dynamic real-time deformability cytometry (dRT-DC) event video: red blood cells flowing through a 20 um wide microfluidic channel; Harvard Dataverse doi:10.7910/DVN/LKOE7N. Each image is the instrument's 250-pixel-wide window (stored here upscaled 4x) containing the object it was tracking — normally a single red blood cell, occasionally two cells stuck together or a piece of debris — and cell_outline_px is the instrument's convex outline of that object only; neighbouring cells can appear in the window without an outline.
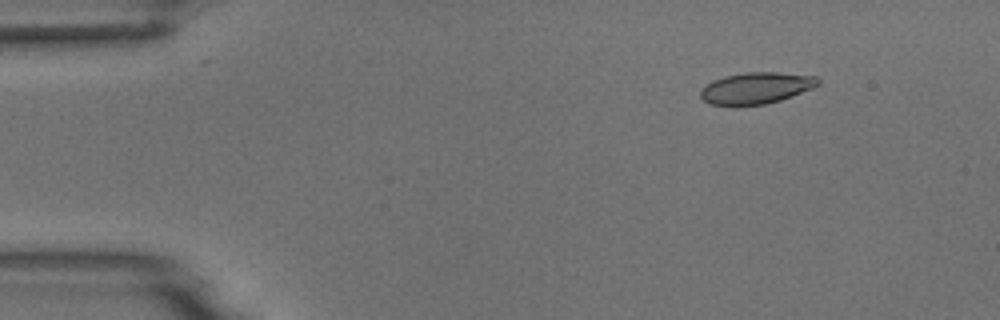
{"species": "common noctule bat (a hibernating species)", "species_latin": "Nyctalus noctula", "temperature_condition": "room temperature", "stored_images_in_passage": 10, "camera_frame_rate_fps": 3000, "um_per_image_px": 0.085, "animal": {"sex": "male", "body_mass_g": 18.8}, "frame": {"image": 1, "passage_image": 2, "time_ms": 1.0, "image_size_px": [1000, 320], "cell_outline_px": [[820, 84], [812, 88], [792, 96], [780, 100], [764, 104], [708, 104], [700, 96], [700, 88], [712, 80], [724, 76], [744, 72], [780, 72], [816, 76], [820, 80]], "centroid_in_image_um": [64.27, 7.45], "position_along_channel_um": 20.7, "area_um2": 21.44}}
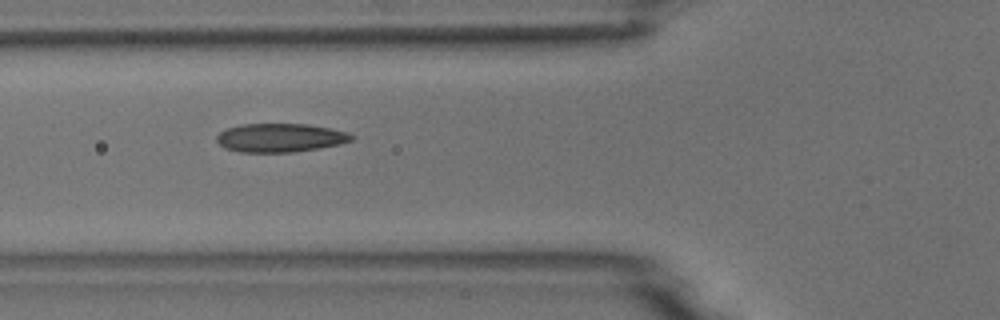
{"frame": {"image": 2, "passage_image": 5, "time_ms": 5.333, "image_size_px": [1000, 320], "cell_outline_px": [[356, 136], [352, 140], [340, 144], [292, 152], [240, 152], [224, 148], [216, 140], [216, 136], [220, 132], [228, 128], [240, 124], [308, 124], [348, 132]], "centroid_in_image_um": [23.81, 11.7], "position_along_channel_um": 102.0, "area_um2": 22.43}}
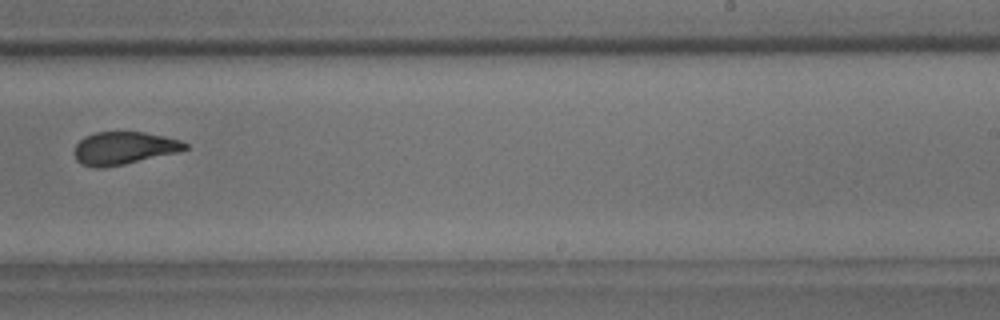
{"frame": {"image": 3, "passage_image": 9, "time_ms": 10.0, "image_size_px": [1000, 320], "cell_outline_px": [[188, 148], [180, 152], [124, 164], [104, 168], [96, 168], [80, 164], [76, 160], [76, 144], [84, 136], [96, 132], [144, 132], [164, 136], [180, 140], [188, 144]], "centroid_in_image_um": [10.55, 12.59], "position_along_channel_um": 278.5, "area_um2": 21.15}}